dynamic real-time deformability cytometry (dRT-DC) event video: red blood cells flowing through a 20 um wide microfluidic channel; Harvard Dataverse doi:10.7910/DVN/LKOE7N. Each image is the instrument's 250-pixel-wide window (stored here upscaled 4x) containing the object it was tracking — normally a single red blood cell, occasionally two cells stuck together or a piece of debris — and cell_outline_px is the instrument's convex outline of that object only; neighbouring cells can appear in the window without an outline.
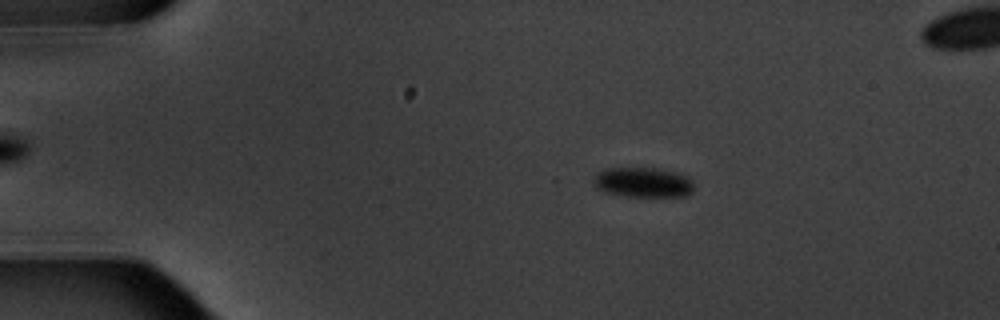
{"species": "common noctule bat (a hibernating species)", "species_latin": "Nyctalus noctula", "temperature_condition": "warm", "stored_images_in_passage": 6, "camera_frame_rate_fps": 3000, "um_per_image_px": 0.085, "animal": {"sex": "male", "body_mass_g": 20.1, "forearm_length_mm": 53.5}, "frame": {"image": 1, "passage_image": 3, "time_ms": 2.333, "image_size_px": [1000, 320], "cell_outline_px": [[692, 192], [684, 196], [624, 196], [604, 192], [596, 188], [592, 180], [592, 176], [604, 168], [656, 168], [676, 172], [692, 180]], "centroid_in_image_um": [54.58, 15.49], "position_along_channel_um": 30.4, "area_um2": 17.57}}